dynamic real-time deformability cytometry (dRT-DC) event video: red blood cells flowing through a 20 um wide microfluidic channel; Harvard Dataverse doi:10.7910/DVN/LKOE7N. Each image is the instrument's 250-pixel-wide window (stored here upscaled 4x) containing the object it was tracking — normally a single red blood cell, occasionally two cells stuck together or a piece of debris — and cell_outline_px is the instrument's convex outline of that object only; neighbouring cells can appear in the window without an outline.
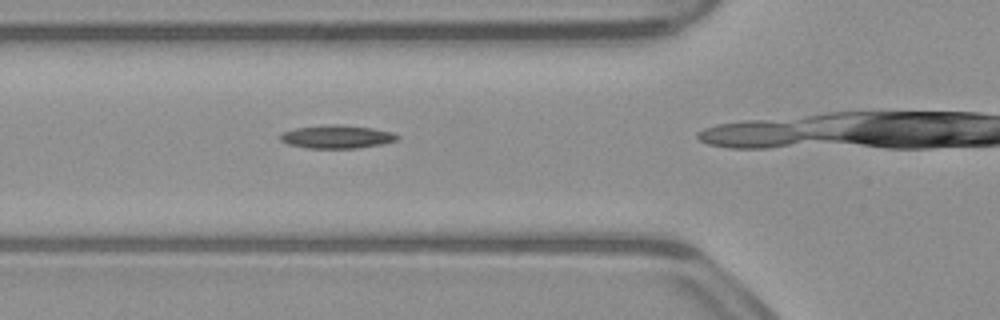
{"species": "common noctule bat (a hibernating species)", "species_latin": "Nyctalus noctula", "temperature_condition": "warm", "stored_images_in_passage": 15, "camera_frame_rate_fps": 3000, "um_per_image_px": 0.085, "animal": {"sex": "male", "body_mass_g": 23.1, "forearm_length_mm": 52.7}, "frame": {"image": 1, "passage_image": 5, "time_ms": 1.333, "image_size_px": [1000, 320], "cell_outline_px": [[400, 136], [396, 140], [380, 144], [360, 148], [308, 148], [288, 144], [280, 140], [280, 132], [292, 128], [328, 124], [340, 124], [372, 128], [392, 132]], "centroid_in_image_um": [28.58, 11.61], "position_along_channel_um": 97.2, "area_um2": 15.95}}
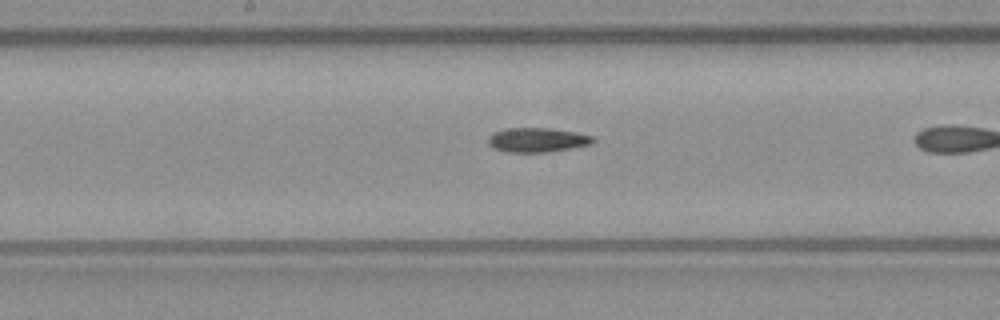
{"frame": {"image": 2, "passage_image": 13, "time_ms": 4.0, "image_size_px": [1000, 320], "cell_outline_px": [[596, 140], [592, 144], [572, 148], [544, 152], [508, 152], [492, 148], [488, 144], [488, 136], [492, 132], [504, 128], [552, 128], [576, 132], [592, 136]], "centroid_in_image_um": [45.64, 11.88], "position_along_channel_um": 202.6, "area_um2": 15.09}}